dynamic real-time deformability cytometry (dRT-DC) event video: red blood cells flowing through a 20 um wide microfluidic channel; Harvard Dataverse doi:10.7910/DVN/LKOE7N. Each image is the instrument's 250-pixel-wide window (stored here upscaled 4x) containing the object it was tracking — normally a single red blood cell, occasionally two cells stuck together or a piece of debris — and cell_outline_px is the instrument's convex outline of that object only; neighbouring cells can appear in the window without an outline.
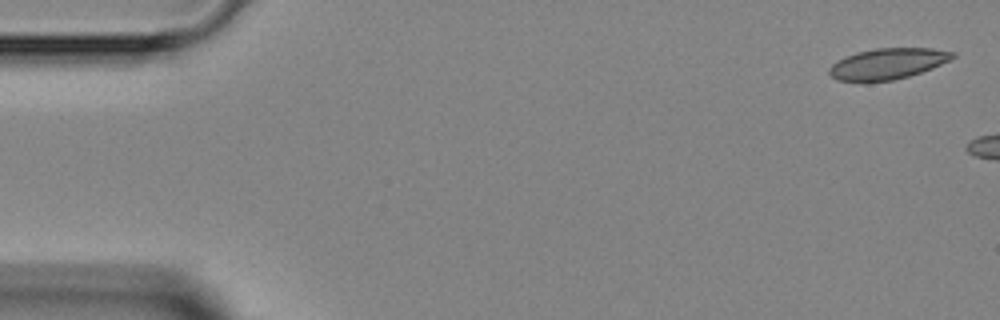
{"species": "Egyptian fruit bat (a non-hibernating species)", "species_latin": "Rousettus aegyptiacus", "temperature_condition": "room temperature", "stored_images_in_passage": 4, "camera_frame_rate_fps": 3000, "um_per_image_px": 0.085, "animal": {"sex": "female"}, "frame": {"image": 1, "passage_image": 1, "time_ms": 0.0, "image_size_px": [1000, 320], "cell_outline_px": [[956, 56], [932, 68], [908, 76], [892, 80], [836, 80], [828, 72], [828, 68], [836, 60], [844, 56], [856, 52], [876, 48], [932, 48], [956, 52]], "centroid_in_image_um": [75.44, 5.39], "position_along_channel_um": 9.6, "area_um2": 21.96}}